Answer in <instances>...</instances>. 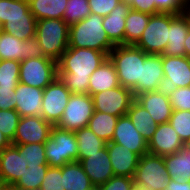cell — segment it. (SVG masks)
I'll list each match as a JSON object with an SVG mask.
<instances>
[{"label": "cell", "instance_id": "obj_12", "mask_svg": "<svg viewBox=\"0 0 190 190\" xmlns=\"http://www.w3.org/2000/svg\"><path fill=\"white\" fill-rule=\"evenodd\" d=\"M45 57L36 36L21 41L0 30V60L24 61Z\"/></svg>", "mask_w": 190, "mask_h": 190}, {"label": "cell", "instance_id": "obj_38", "mask_svg": "<svg viewBox=\"0 0 190 190\" xmlns=\"http://www.w3.org/2000/svg\"><path fill=\"white\" fill-rule=\"evenodd\" d=\"M16 110H0V131L12 142L20 120Z\"/></svg>", "mask_w": 190, "mask_h": 190}, {"label": "cell", "instance_id": "obj_36", "mask_svg": "<svg viewBox=\"0 0 190 190\" xmlns=\"http://www.w3.org/2000/svg\"><path fill=\"white\" fill-rule=\"evenodd\" d=\"M20 61L0 60V87H16L19 84Z\"/></svg>", "mask_w": 190, "mask_h": 190}, {"label": "cell", "instance_id": "obj_24", "mask_svg": "<svg viewBox=\"0 0 190 190\" xmlns=\"http://www.w3.org/2000/svg\"><path fill=\"white\" fill-rule=\"evenodd\" d=\"M130 6L120 2L107 16L103 17V28L114 45H124L125 19Z\"/></svg>", "mask_w": 190, "mask_h": 190}, {"label": "cell", "instance_id": "obj_31", "mask_svg": "<svg viewBox=\"0 0 190 190\" xmlns=\"http://www.w3.org/2000/svg\"><path fill=\"white\" fill-rule=\"evenodd\" d=\"M68 0H29L30 11L35 19H61Z\"/></svg>", "mask_w": 190, "mask_h": 190}, {"label": "cell", "instance_id": "obj_17", "mask_svg": "<svg viewBox=\"0 0 190 190\" xmlns=\"http://www.w3.org/2000/svg\"><path fill=\"white\" fill-rule=\"evenodd\" d=\"M135 100L151 115L157 124L167 123L173 113L168 92L164 89L138 94Z\"/></svg>", "mask_w": 190, "mask_h": 190}, {"label": "cell", "instance_id": "obj_47", "mask_svg": "<svg viewBox=\"0 0 190 190\" xmlns=\"http://www.w3.org/2000/svg\"><path fill=\"white\" fill-rule=\"evenodd\" d=\"M11 141L0 131V151L11 145Z\"/></svg>", "mask_w": 190, "mask_h": 190}, {"label": "cell", "instance_id": "obj_41", "mask_svg": "<svg viewBox=\"0 0 190 190\" xmlns=\"http://www.w3.org/2000/svg\"><path fill=\"white\" fill-rule=\"evenodd\" d=\"M158 13L180 15L185 11L186 0H154Z\"/></svg>", "mask_w": 190, "mask_h": 190}, {"label": "cell", "instance_id": "obj_37", "mask_svg": "<svg viewBox=\"0 0 190 190\" xmlns=\"http://www.w3.org/2000/svg\"><path fill=\"white\" fill-rule=\"evenodd\" d=\"M169 122L183 143L190 140V111L173 110Z\"/></svg>", "mask_w": 190, "mask_h": 190}, {"label": "cell", "instance_id": "obj_22", "mask_svg": "<svg viewBox=\"0 0 190 190\" xmlns=\"http://www.w3.org/2000/svg\"><path fill=\"white\" fill-rule=\"evenodd\" d=\"M15 110L21 117L41 116L43 89L35 88L19 82L15 88Z\"/></svg>", "mask_w": 190, "mask_h": 190}, {"label": "cell", "instance_id": "obj_9", "mask_svg": "<svg viewBox=\"0 0 190 190\" xmlns=\"http://www.w3.org/2000/svg\"><path fill=\"white\" fill-rule=\"evenodd\" d=\"M94 105L89 94L72 93L57 127L75 132L88 127L93 116Z\"/></svg>", "mask_w": 190, "mask_h": 190}, {"label": "cell", "instance_id": "obj_16", "mask_svg": "<svg viewBox=\"0 0 190 190\" xmlns=\"http://www.w3.org/2000/svg\"><path fill=\"white\" fill-rule=\"evenodd\" d=\"M111 141L127 147L139 157L148 153L147 141L136 130L128 115H123L118 118Z\"/></svg>", "mask_w": 190, "mask_h": 190}, {"label": "cell", "instance_id": "obj_48", "mask_svg": "<svg viewBox=\"0 0 190 190\" xmlns=\"http://www.w3.org/2000/svg\"><path fill=\"white\" fill-rule=\"evenodd\" d=\"M184 47H185V56L190 58V29L185 38Z\"/></svg>", "mask_w": 190, "mask_h": 190}, {"label": "cell", "instance_id": "obj_46", "mask_svg": "<svg viewBox=\"0 0 190 190\" xmlns=\"http://www.w3.org/2000/svg\"><path fill=\"white\" fill-rule=\"evenodd\" d=\"M165 190H190V181L185 183L175 182L174 179H169V184Z\"/></svg>", "mask_w": 190, "mask_h": 190}, {"label": "cell", "instance_id": "obj_29", "mask_svg": "<svg viewBox=\"0 0 190 190\" xmlns=\"http://www.w3.org/2000/svg\"><path fill=\"white\" fill-rule=\"evenodd\" d=\"M36 24L34 16H15L7 19L0 30L24 41L36 36Z\"/></svg>", "mask_w": 190, "mask_h": 190}, {"label": "cell", "instance_id": "obj_21", "mask_svg": "<svg viewBox=\"0 0 190 190\" xmlns=\"http://www.w3.org/2000/svg\"><path fill=\"white\" fill-rule=\"evenodd\" d=\"M106 146L114 175L133 178L140 157L127 147L112 141L106 143Z\"/></svg>", "mask_w": 190, "mask_h": 190}, {"label": "cell", "instance_id": "obj_11", "mask_svg": "<svg viewBox=\"0 0 190 190\" xmlns=\"http://www.w3.org/2000/svg\"><path fill=\"white\" fill-rule=\"evenodd\" d=\"M71 94L62 81L56 77L43 89L41 116L56 126L62 118Z\"/></svg>", "mask_w": 190, "mask_h": 190}, {"label": "cell", "instance_id": "obj_3", "mask_svg": "<svg viewBox=\"0 0 190 190\" xmlns=\"http://www.w3.org/2000/svg\"><path fill=\"white\" fill-rule=\"evenodd\" d=\"M148 54L135 45H115L108 58L115 66L119 83L133 91L134 96L141 94V63Z\"/></svg>", "mask_w": 190, "mask_h": 190}, {"label": "cell", "instance_id": "obj_6", "mask_svg": "<svg viewBox=\"0 0 190 190\" xmlns=\"http://www.w3.org/2000/svg\"><path fill=\"white\" fill-rule=\"evenodd\" d=\"M44 145L47 164L51 167H62L66 163L78 161L77 140L73 131L53 126Z\"/></svg>", "mask_w": 190, "mask_h": 190}, {"label": "cell", "instance_id": "obj_4", "mask_svg": "<svg viewBox=\"0 0 190 190\" xmlns=\"http://www.w3.org/2000/svg\"><path fill=\"white\" fill-rule=\"evenodd\" d=\"M103 16L90 13L85 19L69 26L68 47L88 48L107 54L115 47L103 28Z\"/></svg>", "mask_w": 190, "mask_h": 190}, {"label": "cell", "instance_id": "obj_18", "mask_svg": "<svg viewBox=\"0 0 190 190\" xmlns=\"http://www.w3.org/2000/svg\"><path fill=\"white\" fill-rule=\"evenodd\" d=\"M78 161L94 187H99L114 176L107 146L87 158H78Z\"/></svg>", "mask_w": 190, "mask_h": 190}, {"label": "cell", "instance_id": "obj_42", "mask_svg": "<svg viewBox=\"0 0 190 190\" xmlns=\"http://www.w3.org/2000/svg\"><path fill=\"white\" fill-rule=\"evenodd\" d=\"M133 184L134 181L132 177L114 175L98 188L99 190H131Z\"/></svg>", "mask_w": 190, "mask_h": 190}, {"label": "cell", "instance_id": "obj_23", "mask_svg": "<svg viewBox=\"0 0 190 190\" xmlns=\"http://www.w3.org/2000/svg\"><path fill=\"white\" fill-rule=\"evenodd\" d=\"M162 55L148 54L141 63V93L163 89Z\"/></svg>", "mask_w": 190, "mask_h": 190}, {"label": "cell", "instance_id": "obj_33", "mask_svg": "<svg viewBox=\"0 0 190 190\" xmlns=\"http://www.w3.org/2000/svg\"><path fill=\"white\" fill-rule=\"evenodd\" d=\"M78 158H87L97 153L106 146V142L99 138L89 127H84L75 132Z\"/></svg>", "mask_w": 190, "mask_h": 190}, {"label": "cell", "instance_id": "obj_51", "mask_svg": "<svg viewBox=\"0 0 190 190\" xmlns=\"http://www.w3.org/2000/svg\"><path fill=\"white\" fill-rule=\"evenodd\" d=\"M131 190H148L145 187H141L139 185L133 184Z\"/></svg>", "mask_w": 190, "mask_h": 190}, {"label": "cell", "instance_id": "obj_28", "mask_svg": "<svg viewBox=\"0 0 190 190\" xmlns=\"http://www.w3.org/2000/svg\"><path fill=\"white\" fill-rule=\"evenodd\" d=\"M127 115L131 119L136 130L148 143L158 126L149 112L140 103L134 100L131 103L130 109L127 111Z\"/></svg>", "mask_w": 190, "mask_h": 190}, {"label": "cell", "instance_id": "obj_30", "mask_svg": "<svg viewBox=\"0 0 190 190\" xmlns=\"http://www.w3.org/2000/svg\"><path fill=\"white\" fill-rule=\"evenodd\" d=\"M151 14L130 9L125 19L124 44L135 45L147 27Z\"/></svg>", "mask_w": 190, "mask_h": 190}, {"label": "cell", "instance_id": "obj_50", "mask_svg": "<svg viewBox=\"0 0 190 190\" xmlns=\"http://www.w3.org/2000/svg\"><path fill=\"white\" fill-rule=\"evenodd\" d=\"M183 148L190 153V140H187L186 142H184L183 144Z\"/></svg>", "mask_w": 190, "mask_h": 190}, {"label": "cell", "instance_id": "obj_52", "mask_svg": "<svg viewBox=\"0 0 190 190\" xmlns=\"http://www.w3.org/2000/svg\"><path fill=\"white\" fill-rule=\"evenodd\" d=\"M122 2H125L127 5H131L133 3V0H122Z\"/></svg>", "mask_w": 190, "mask_h": 190}, {"label": "cell", "instance_id": "obj_20", "mask_svg": "<svg viewBox=\"0 0 190 190\" xmlns=\"http://www.w3.org/2000/svg\"><path fill=\"white\" fill-rule=\"evenodd\" d=\"M189 29L190 22L184 13L180 15L169 14V38L162 55L185 56L184 42Z\"/></svg>", "mask_w": 190, "mask_h": 190}, {"label": "cell", "instance_id": "obj_49", "mask_svg": "<svg viewBox=\"0 0 190 190\" xmlns=\"http://www.w3.org/2000/svg\"><path fill=\"white\" fill-rule=\"evenodd\" d=\"M184 14L188 17L189 22H190V1H187L185 4Z\"/></svg>", "mask_w": 190, "mask_h": 190}, {"label": "cell", "instance_id": "obj_15", "mask_svg": "<svg viewBox=\"0 0 190 190\" xmlns=\"http://www.w3.org/2000/svg\"><path fill=\"white\" fill-rule=\"evenodd\" d=\"M162 68L164 70V90L190 86V58L162 55Z\"/></svg>", "mask_w": 190, "mask_h": 190}, {"label": "cell", "instance_id": "obj_7", "mask_svg": "<svg viewBox=\"0 0 190 190\" xmlns=\"http://www.w3.org/2000/svg\"><path fill=\"white\" fill-rule=\"evenodd\" d=\"M169 179L162 156L146 153L139 158L133 177L134 184L148 190H165Z\"/></svg>", "mask_w": 190, "mask_h": 190}, {"label": "cell", "instance_id": "obj_19", "mask_svg": "<svg viewBox=\"0 0 190 190\" xmlns=\"http://www.w3.org/2000/svg\"><path fill=\"white\" fill-rule=\"evenodd\" d=\"M183 144L170 122L158 124L148 142V153L164 157L182 149Z\"/></svg>", "mask_w": 190, "mask_h": 190}, {"label": "cell", "instance_id": "obj_5", "mask_svg": "<svg viewBox=\"0 0 190 190\" xmlns=\"http://www.w3.org/2000/svg\"><path fill=\"white\" fill-rule=\"evenodd\" d=\"M36 37L45 57L57 62L68 48L69 25L61 19L38 20Z\"/></svg>", "mask_w": 190, "mask_h": 190}, {"label": "cell", "instance_id": "obj_1", "mask_svg": "<svg viewBox=\"0 0 190 190\" xmlns=\"http://www.w3.org/2000/svg\"><path fill=\"white\" fill-rule=\"evenodd\" d=\"M48 168L44 143L11 144L0 151V181L8 190H40Z\"/></svg>", "mask_w": 190, "mask_h": 190}, {"label": "cell", "instance_id": "obj_14", "mask_svg": "<svg viewBox=\"0 0 190 190\" xmlns=\"http://www.w3.org/2000/svg\"><path fill=\"white\" fill-rule=\"evenodd\" d=\"M53 125L42 116L20 117L12 144L45 143Z\"/></svg>", "mask_w": 190, "mask_h": 190}, {"label": "cell", "instance_id": "obj_54", "mask_svg": "<svg viewBox=\"0 0 190 190\" xmlns=\"http://www.w3.org/2000/svg\"><path fill=\"white\" fill-rule=\"evenodd\" d=\"M91 190H99V188L98 187H94L93 189H91Z\"/></svg>", "mask_w": 190, "mask_h": 190}, {"label": "cell", "instance_id": "obj_43", "mask_svg": "<svg viewBox=\"0 0 190 190\" xmlns=\"http://www.w3.org/2000/svg\"><path fill=\"white\" fill-rule=\"evenodd\" d=\"M122 0H88L91 13L107 16Z\"/></svg>", "mask_w": 190, "mask_h": 190}, {"label": "cell", "instance_id": "obj_27", "mask_svg": "<svg viewBox=\"0 0 190 190\" xmlns=\"http://www.w3.org/2000/svg\"><path fill=\"white\" fill-rule=\"evenodd\" d=\"M64 190H91L94 188L79 161L66 163L61 167Z\"/></svg>", "mask_w": 190, "mask_h": 190}, {"label": "cell", "instance_id": "obj_8", "mask_svg": "<svg viewBox=\"0 0 190 190\" xmlns=\"http://www.w3.org/2000/svg\"><path fill=\"white\" fill-rule=\"evenodd\" d=\"M169 38V14L156 13L150 16L147 27L135 44L147 54L162 55Z\"/></svg>", "mask_w": 190, "mask_h": 190}, {"label": "cell", "instance_id": "obj_10", "mask_svg": "<svg viewBox=\"0 0 190 190\" xmlns=\"http://www.w3.org/2000/svg\"><path fill=\"white\" fill-rule=\"evenodd\" d=\"M57 77V62L48 57L20 62L19 82L44 89Z\"/></svg>", "mask_w": 190, "mask_h": 190}, {"label": "cell", "instance_id": "obj_25", "mask_svg": "<svg viewBox=\"0 0 190 190\" xmlns=\"http://www.w3.org/2000/svg\"><path fill=\"white\" fill-rule=\"evenodd\" d=\"M120 86L115 66L107 58L91 75L88 94L90 96Z\"/></svg>", "mask_w": 190, "mask_h": 190}, {"label": "cell", "instance_id": "obj_44", "mask_svg": "<svg viewBox=\"0 0 190 190\" xmlns=\"http://www.w3.org/2000/svg\"><path fill=\"white\" fill-rule=\"evenodd\" d=\"M16 87H0V110H15Z\"/></svg>", "mask_w": 190, "mask_h": 190}, {"label": "cell", "instance_id": "obj_35", "mask_svg": "<svg viewBox=\"0 0 190 190\" xmlns=\"http://www.w3.org/2000/svg\"><path fill=\"white\" fill-rule=\"evenodd\" d=\"M63 20L70 26L85 19L90 13L88 0H68Z\"/></svg>", "mask_w": 190, "mask_h": 190}, {"label": "cell", "instance_id": "obj_2", "mask_svg": "<svg viewBox=\"0 0 190 190\" xmlns=\"http://www.w3.org/2000/svg\"><path fill=\"white\" fill-rule=\"evenodd\" d=\"M107 58L102 51L68 47L57 61V77L71 93L88 94L90 75Z\"/></svg>", "mask_w": 190, "mask_h": 190}, {"label": "cell", "instance_id": "obj_13", "mask_svg": "<svg viewBox=\"0 0 190 190\" xmlns=\"http://www.w3.org/2000/svg\"><path fill=\"white\" fill-rule=\"evenodd\" d=\"M94 111L108 113L113 116L127 115L131 103L135 100L133 91L121 85L91 96Z\"/></svg>", "mask_w": 190, "mask_h": 190}, {"label": "cell", "instance_id": "obj_53", "mask_svg": "<svg viewBox=\"0 0 190 190\" xmlns=\"http://www.w3.org/2000/svg\"><path fill=\"white\" fill-rule=\"evenodd\" d=\"M0 190H6L5 186L0 181Z\"/></svg>", "mask_w": 190, "mask_h": 190}, {"label": "cell", "instance_id": "obj_32", "mask_svg": "<svg viewBox=\"0 0 190 190\" xmlns=\"http://www.w3.org/2000/svg\"><path fill=\"white\" fill-rule=\"evenodd\" d=\"M118 118V116H113L108 113L94 111L93 116L89 120L88 127L99 138L109 143L113 138Z\"/></svg>", "mask_w": 190, "mask_h": 190}, {"label": "cell", "instance_id": "obj_40", "mask_svg": "<svg viewBox=\"0 0 190 190\" xmlns=\"http://www.w3.org/2000/svg\"><path fill=\"white\" fill-rule=\"evenodd\" d=\"M40 190H64L61 167L49 166Z\"/></svg>", "mask_w": 190, "mask_h": 190}, {"label": "cell", "instance_id": "obj_34", "mask_svg": "<svg viewBox=\"0 0 190 190\" xmlns=\"http://www.w3.org/2000/svg\"><path fill=\"white\" fill-rule=\"evenodd\" d=\"M15 16H34L27 0H0V27Z\"/></svg>", "mask_w": 190, "mask_h": 190}, {"label": "cell", "instance_id": "obj_45", "mask_svg": "<svg viewBox=\"0 0 190 190\" xmlns=\"http://www.w3.org/2000/svg\"><path fill=\"white\" fill-rule=\"evenodd\" d=\"M130 8L151 15L158 13V10L155 7L154 0H133V3L130 5Z\"/></svg>", "mask_w": 190, "mask_h": 190}, {"label": "cell", "instance_id": "obj_39", "mask_svg": "<svg viewBox=\"0 0 190 190\" xmlns=\"http://www.w3.org/2000/svg\"><path fill=\"white\" fill-rule=\"evenodd\" d=\"M167 92L173 110L190 111V86L174 88Z\"/></svg>", "mask_w": 190, "mask_h": 190}, {"label": "cell", "instance_id": "obj_26", "mask_svg": "<svg viewBox=\"0 0 190 190\" xmlns=\"http://www.w3.org/2000/svg\"><path fill=\"white\" fill-rule=\"evenodd\" d=\"M168 175L175 182L185 183L190 181V153L184 148L176 153L164 156Z\"/></svg>", "mask_w": 190, "mask_h": 190}]
</instances>
